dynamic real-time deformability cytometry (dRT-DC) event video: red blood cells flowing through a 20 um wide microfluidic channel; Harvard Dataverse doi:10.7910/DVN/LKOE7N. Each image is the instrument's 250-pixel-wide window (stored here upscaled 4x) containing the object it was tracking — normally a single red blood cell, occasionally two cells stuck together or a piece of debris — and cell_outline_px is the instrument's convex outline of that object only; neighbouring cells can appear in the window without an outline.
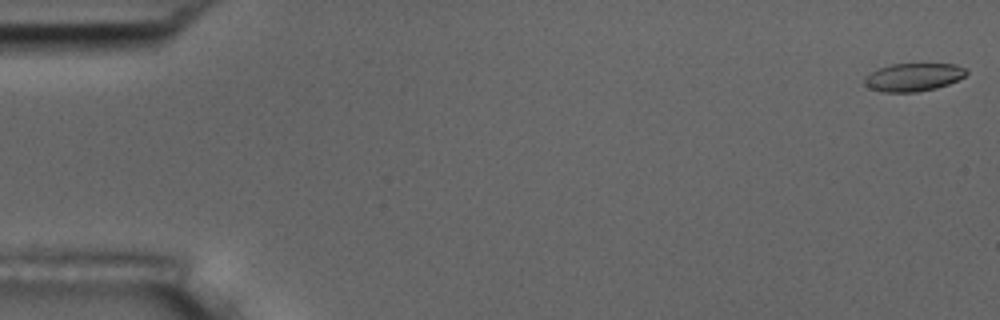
{"species": "common noctule bat (a hibernating species)", "species_latin": "Nyctalus noctula", "temperature_condition": "room temperature", "stored_images_in_passage": 54, "camera_frame_rate_fps": 3000, "um_per_image_px": 0.085, "animal": {"sex": "male", "body_mass_g": 17.5, "forearm_length_mm": 52.3}, "frame": {"image": 1, "passage_image": 1, "time_ms": 0.0, "image_size_px": [1000, 320], "cell_outline_px": [[964, 76], [956, 80], [932, 88], [908, 92], [892, 92], [876, 88], [868, 84], [876, 72], [884, 68], [896, 64], [948, 64], [964, 72]], "centroid_in_image_um": [77.73, 6.55], "position_along_channel_um": 7.3, "area_um2": 14.51}}
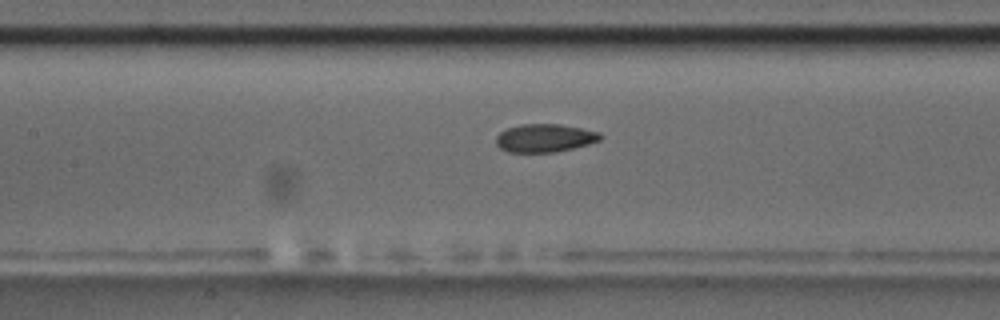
{"frame": {"image": 2, "passage_image": 25, "time_ms": 8.0, "image_size_px": [1000, 320], "cell_outline_px": [[600, 136], [596, 140], [584, 144], [568, 148], [544, 152], [516, 152], [504, 148], [496, 140], [508, 128], [532, 124], [552, 124], [576, 128], [596, 132]], "centroid_in_image_um": [46.28, 11.72], "position_along_channel_um": 161.1, "area_um2": 15.37}}
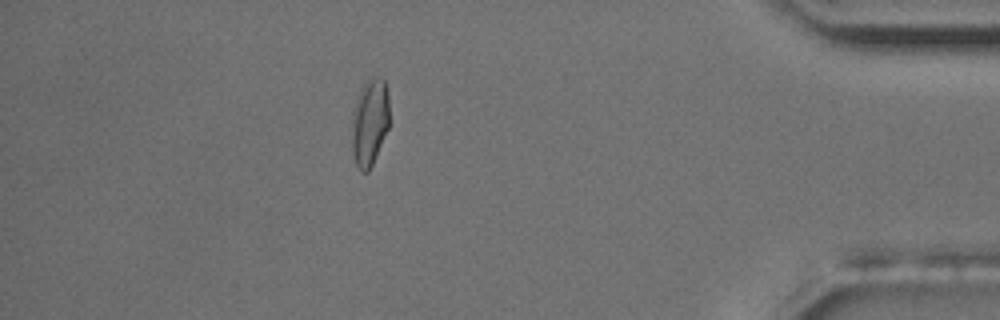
{"frame": {"image": 3, "passage_image": 48, "time_ms": 15.667, "image_size_px": [1000, 320], "cell_outline_px": [[388, 128], [372, 164], [364, 172], [356, 160], [356, 116], [360, 104], [368, 88], [372, 84], [384, 84], [388, 104]], "centroid_in_image_um": [31.55, 10.61], "position_along_channel_um": 403.6, "area_um2": 14.97}, "authors_computed_cell_mechanics": {"area_um2": 15.0858, "velocity_mm_per_s": 3.737, "shape_relaxation_time_tau1_ms": null, "shape_relaxation_time_tau2_ms": 2.4898, "deformation_change_tau1": null, "deformation_change_tau2": 0.0877}}